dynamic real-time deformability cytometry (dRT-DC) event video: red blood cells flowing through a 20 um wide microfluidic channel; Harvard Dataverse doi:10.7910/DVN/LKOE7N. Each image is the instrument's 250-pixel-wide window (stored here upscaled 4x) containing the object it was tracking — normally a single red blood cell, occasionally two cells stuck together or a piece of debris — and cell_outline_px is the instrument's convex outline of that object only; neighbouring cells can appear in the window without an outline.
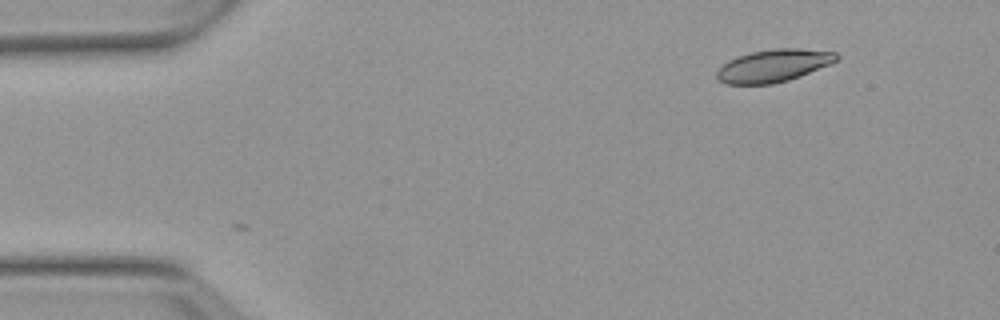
{"species": "Egyptian fruit bat (a non-hibernating species)", "species_latin": "Rousettus aegyptiacus", "temperature_condition": "warm", "stored_images_in_passage": 25, "camera_frame_rate_fps": 3000, "um_per_image_px": 0.085, "animal": {"sex": "female"}, "frame": {"image": 1, "passage_image": 1, "time_ms": 0.0, "image_size_px": [1000, 320], "cell_outline_px": [[840, 56], [832, 64], [800, 76], [788, 80], [772, 84], [728, 84], [716, 80], [716, 72], [728, 60], [736, 56], [752, 52], [772, 48], [800, 48], [836, 52]], "centroid_in_image_um": [65.76, 5.57], "position_along_channel_um": 19.2, "area_um2": 22.89}}
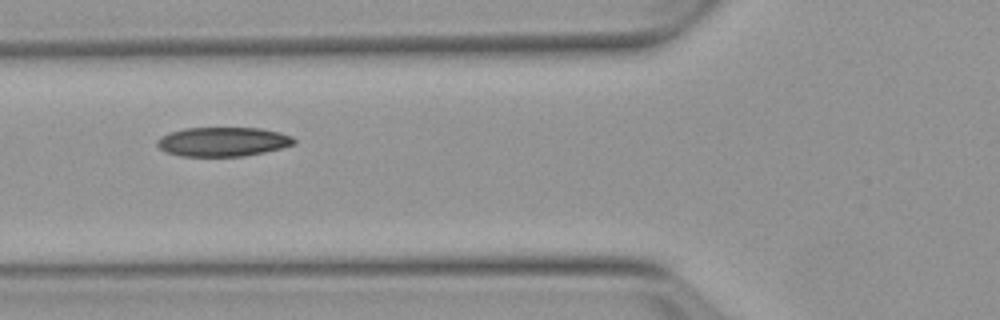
{"frame": {"image": 2, "passage_image": 15, "time_ms": 4.667, "image_size_px": [1000, 320], "cell_outline_px": [[296, 144], [264, 152], [244, 156], [180, 156], [164, 152], [156, 144], [156, 140], [160, 136], [168, 132], [184, 128], [260, 128], [280, 132], [292, 136], [296, 140]], "centroid_in_image_um": [18.92, 12.04], "position_along_channel_um": 106.9, "area_um2": 23.52}}
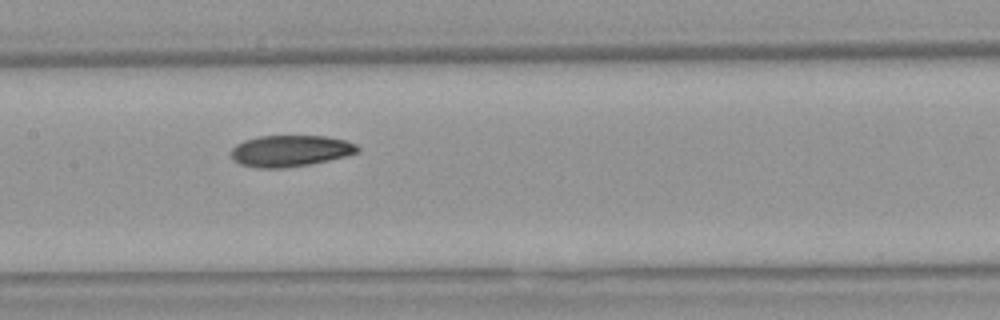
{"frame": {"image": 3, "passage_image": 21, "time_ms": 6.667, "image_size_px": [1000, 320], "cell_outline_px": [[360, 152], [348, 156], [308, 164], [284, 168], [256, 168], [240, 164], [232, 160], [232, 148], [236, 144], [244, 140], [256, 136], [328, 136], [344, 140], [356, 144], [360, 148]], "centroid_in_image_um": [24.68, 12.82], "position_along_channel_um": 182.7, "area_um2": 23.29}}